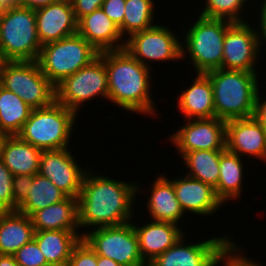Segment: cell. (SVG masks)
<instances>
[{
	"instance_id": "obj_1",
	"label": "cell",
	"mask_w": 266,
	"mask_h": 266,
	"mask_svg": "<svg viewBox=\"0 0 266 266\" xmlns=\"http://www.w3.org/2000/svg\"><path fill=\"white\" fill-rule=\"evenodd\" d=\"M89 167L78 196V225L82 236L88 230L131 222L138 215L136 179L134 182L118 180Z\"/></svg>"
},
{
	"instance_id": "obj_2",
	"label": "cell",
	"mask_w": 266,
	"mask_h": 266,
	"mask_svg": "<svg viewBox=\"0 0 266 266\" xmlns=\"http://www.w3.org/2000/svg\"><path fill=\"white\" fill-rule=\"evenodd\" d=\"M103 62L107 72L110 104L122 108L127 114L136 113L147 118L151 116L150 119L159 117V106L152 95V86L155 85L153 79L156 80L153 69L141 64L125 48L103 51Z\"/></svg>"
},
{
	"instance_id": "obj_3",
	"label": "cell",
	"mask_w": 266,
	"mask_h": 266,
	"mask_svg": "<svg viewBox=\"0 0 266 266\" xmlns=\"http://www.w3.org/2000/svg\"><path fill=\"white\" fill-rule=\"evenodd\" d=\"M260 73L221 68L205 73L212 83L215 117L229 121L254 116L259 84L265 82Z\"/></svg>"
},
{
	"instance_id": "obj_4",
	"label": "cell",
	"mask_w": 266,
	"mask_h": 266,
	"mask_svg": "<svg viewBox=\"0 0 266 266\" xmlns=\"http://www.w3.org/2000/svg\"><path fill=\"white\" fill-rule=\"evenodd\" d=\"M193 16L195 18L191 19V25L187 28L184 26L181 32H184L181 36L182 62H190L192 67L189 69L193 73L205 74L211 70L222 69L225 33L234 22L199 14Z\"/></svg>"
},
{
	"instance_id": "obj_5",
	"label": "cell",
	"mask_w": 266,
	"mask_h": 266,
	"mask_svg": "<svg viewBox=\"0 0 266 266\" xmlns=\"http://www.w3.org/2000/svg\"><path fill=\"white\" fill-rule=\"evenodd\" d=\"M77 118L73 110L55 100L47 107L32 109L18 136L41 151L70 148Z\"/></svg>"
},
{
	"instance_id": "obj_6",
	"label": "cell",
	"mask_w": 266,
	"mask_h": 266,
	"mask_svg": "<svg viewBox=\"0 0 266 266\" xmlns=\"http://www.w3.org/2000/svg\"><path fill=\"white\" fill-rule=\"evenodd\" d=\"M41 47L35 9L18 6L0 14V56L3 61H37Z\"/></svg>"
},
{
	"instance_id": "obj_7",
	"label": "cell",
	"mask_w": 266,
	"mask_h": 266,
	"mask_svg": "<svg viewBox=\"0 0 266 266\" xmlns=\"http://www.w3.org/2000/svg\"><path fill=\"white\" fill-rule=\"evenodd\" d=\"M99 53L77 33L42 45L37 62L42 73L56 87L65 78L90 64Z\"/></svg>"
},
{
	"instance_id": "obj_8",
	"label": "cell",
	"mask_w": 266,
	"mask_h": 266,
	"mask_svg": "<svg viewBox=\"0 0 266 266\" xmlns=\"http://www.w3.org/2000/svg\"><path fill=\"white\" fill-rule=\"evenodd\" d=\"M0 85L17 94L32 109L47 107L56 100L55 86L37 61H3Z\"/></svg>"
},
{
	"instance_id": "obj_9",
	"label": "cell",
	"mask_w": 266,
	"mask_h": 266,
	"mask_svg": "<svg viewBox=\"0 0 266 266\" xmlns=\"http://www.w3.org/2000/svg\"><path fill=\"white\" fill-rule=\"evenodd\" d=\"M55 90L56 101L73 110L78 116H81L83 105L92 103L94 98L98 101H108V80L103 52L90 64L65 78Z\"/></svg>"
},
{
	"instance_id": "obj_10",
	"label": "cell",
	"mask_w": 266,
	"mask_h": 266,
	"mask_svg": "<svg viewBox=\"0 0 266 266\" xmlns=\"http://www.w3.org/2000/svg\"><path fill=\"white\" fill-rule=\"evenodd\" d=\"M162 23L161 25L159 22L152 28L136 32L126 39L125 49L150 69H155L152 67L153 63L154 66L155 63L169 64L172 61L181 63L182 60L181 32L177 33L172 26L168 27L164 24L165 22Z\"/></svg>"
},
{
	"instance_id": "obj_11",
	"label": "cell",
	"mask_w": 266,
	"mask_h": 266,
	"mask_svg": "<svg viewBox=\"0 0 266 266\" xmlns=\"http://www.w3.org/2000/svg\"><path fill=\"white\" fill-rule=\"evenodd\" d=\"M262 49L266 51L255 22H234L225 33L222 69L261 72Z\"/></svg>"
},
{
	"instance_id": "obj_12",
	"label": "cell",
	"mask_w": 266,
	"mask_h": 266,
	"mask_svg": "<svg viewBox=\"0 0 266 266\" xmlns=\"http://www.w3.org/2000/svg\"><path fill=\"white\" fill-rule=\"evenodd\" d=\"M188 234L189 231L185 232L173 246L158 255L148 266H215L218 256L232 241L237 240L232 234L223 232L218 233L222 235L214 234L205 239L202 237L203 241L197 237V241L193 239L188 242Z\"/></svg>"
},
{
	"instance_id": "obj_13",
	"label": "cell",
	"mask_w": 266,
	"mask_h": 266,
	"mask_svg": "<svg viewBox=\"0 0 266 266\" xmlns=\"http://www.w3.org/2000/svg\"><path fill=\"white\" fill-rule=\"evenodd\" d=\"M95 253L122 266H148L140 256L132 222L88 230L82 237Z\"/></svg>"
},
{
	"instance_id": "obj_14",
	"label": "cell",
	"mask_w": 266,
	"mask_h": 266,
	"mask_svg": "<svg viewBox=\"0 0 266 266\" xmlns=\"http://www.w3.org/2000/svg\"><path fill=\"white\" fill-rule=\"evenodd\" d=\"M182 124L166 137L175 147L176 157L179 155L181 158L185 153L195 150L226 149V121L214 117L184 120Z\"/></svg>"
},
{
	"instance_id": "obj_15",
	"label": "cell",
	"mask_w": 266,
	"mask_h": 266,
	"mask_svg": "<svg viewBox=\"0 0 266 266\" xmlns=\"http://www.w3.org/2000/svg\"><path fill=\"white\" fill-rule=\"evenodd\" d=\"M72 151L71 148L42 151L38 173L48 178L68 197L78 198L89 167L88 161L87 166H82Z\"/></svg>"
},
{
	"instance_id": "obj_16",
	"label": "cell",
	"mask_w": 266,
	"mask_h": 266,
	"mask_svg": "<svg viewBox=\"0 0 266 266\" xmlns=\"http://www.w3.org/2000/svg\"><path fill=\"white\" fill-rule=\"evenodd\" d=\"M163 174L173 183L180 207L188 217L189 214L192 217L198 216V219H201L199 217L214 216L225 206L216 196L212 186L183 173L174 179L167 176L165 172Z\"/></svg>"
},
{
	"instance_id": "obj_17",
	"label": "cell",
	"mask_w": 266,
	"mask_h": 266,
	"mask_svg": "<svg viewBox=\"0 0 266 266\" xmlns=\"http://www.w3.org/2000/svg\"><path fill=\"white\" fill-rule=\"evenodd\" d=\"M225 148L243 159L265 164L266 131L254 116L226 121Z\"/></svg>"
},
{
	"instance_id": "obj_18",
	"label": "cell",
	"mask_w": 266,
	"mask_h": 266,
	"mask_svg": "<svg viewBox=\"0 0 266 266\" xmlns=\"http://www.w3.org/2000/svg\"><path fill=\"white\" fill-rule=\"evenodd\" d=\"M145 186L140 187L137 182V196H140L144 190L148 191H144L142 194L146 193L145 195L147 196L144 195L147 200L143 203L146 202L144 207L146 208L147 216L149 215V220L171 222L179 226L185 222L183 218L187 215L184 214L180 207L173 183L163 173H158L155 179L151 181V184Z\"/></svg>"
},
{
	"instance_id": "obj_19",
	"label": "cell",
	"mask_w": 266,
	"mask_h": 266,
	"mask_svg": "<svg viewBox=\"0 0 266 266\" xmlns=\"http://www.w3.org/2000/svg\"><path fill=\"white\" fill-rule=\"evenodd\" d=\"M35 15L41 45L77 34L78 21L70 0H58L37 8Z\"/></svg>"
},
{
	"instance_id": "obj_20",
	"label": "cell",
	"mask_w": 266,
	"mask_h": 266,
	"mask_svg": "<svg viewBox=\"0 0 266 266\" xmlns=\"http://www.w3.org/2000/svg\"><path fill=\"white\" fill-rule=\"evenodd\" d=\"M145 220L140 225L135 216L131 222L138 237L140 256L148 265L173 246L187 230H184L183 224L179 226L171 222L153 221L147 219V216Z\"/></svg>"
},
{
	"instance_id": "obj_21",
	"label": "cell",
	"mask_w": 266,
	"mask_h": 266,
	"mask_svg": "<svg viewBox=\"0 0 266 266\" xmlns=\"http://www.w3.org/2000/svg\"><path fill=\"white\" fill-rule=\"evenodd\" d=\"M189 78L192 79L190 84H183L186 87H181V91L176 93L178 97L174 98L177 112L183 115V120L214 118V96L209 77L204 73H196Z\"/></svg>"
},
{
	"instance_id": "obj_22",
	"label": "cell",
	"mask_w": 266,
	"mask_h": 266,
	"mask_svg": "<svg viewBox=\"0 0 266 266\" xmlns=\"http://www.w3.org/2000/svg\"><path fill=\"white\" fill-rule=\"evenodd\" d=\"M98 52L120 50L125 48L119 26L99 8L78 21V31Z\"/></svg>"
},
{
	"instance_id": "obj_23",
	"label": "cell",
	"mask_w": 266,
	"mask_h": 266,
	"mask_svg": "<svg viewBox=\"0 0 266 266\" xmlns=\"http://www.w3.org/2000/svg\"><path fill=\"white\" fill-rule=\"evenodd\" d=\"M244 159L239 155L225 149L220 155V175L215 188L216 196L226 206L231 202H240L243 195L247 174ZM242 195V196H241Z\"/></svg>"
},
{
	"instance_id": "obj_24",
	"label": "cell",
	"mask_w": 266,
	"mask_h": 266,
	"mask_svg": "<svg viewBox=\"0 0 266 266\" xmlns=\"http://www.w3.org/2000/svg\"><path fill=\"white\" fill-rule=\"evenodd\" d=\"M41 152L18 135L5 136L0 146V159L13 175H34L39 171Z\"/></svg>"
},
{
	"instance_id": "obj_25",
	"label": "cell",
	"mask_w": 266,
	"mask_h": 266,
	"mask_svg": "<svg viewBox=\"0 0 266 266\" xmlns=\"http://www.w3.org/2000/svg\"><path fill=\"white\" fill-rule=\"evenodd\" d=\"M35 231L65 230L81 232L78 225V198L66 197L31 216Z\"/></svg>"
},
{
	"instance_id": "obj_26",
	"label": "cell",
	"mask_w": 266,
	"mask_h": 266,
	"mask_svg": "<svg viewBox=\"0 0 266 266\" xmlns=\"http://www.w3.org/2000/svg\"><path fill=\"white\" fill-rule=\"evenodd\" d=\"M31 217L19 211H0V254L13 255L34 239Z\"/></svg>"
},
{
	"instance_id": "obj_27",
	"label": "cell",
	"mask_w": 266,
	"mask_h": 266,
	"mask_svg": "<svg viewBox=\"0 0 266 266\" xmlns=\"http://www.w3.org/2000/svg\"><path fill=\"white\" fill-rule=\"evenodd\" d=\"M82 237L81 232L65 230L35 231L34 234L47 263L54 266H67L74 246Z\"/></svg>"
},
{
	"instance_id": "obj_28",
	"label": "cell",
	"mask_w": 266,
	"mask_h": 266,
	"mask_svg": "<svg viewBox=\"0 0 266 266\" xmlns=\"http://www.w3.org/2000/svg\"><path fill=\"white\" fill-rule=\"evenodd\" d=\"M224 150H195L185 153L181 160L185 166L184 174L198 179L214 189L218 185L220 175V155ZM188 169V170H187Z\"/></svg>"
},
{
	"instance_id": "obj_29",
	"label": "cell",
	"mask_w": 266,
	"mask_h": 266,
	"mask_svg": "<svg viewBox=\"0 0 266 266\" xmlns=\"http://www.w3.org/2000/svg\"><path fill=\"white\" fill-rule=\"evenodd\" d=\"M32 108L17 94L0 85V133L4 136L18 135L28 120Z\"/></svg>"
},
{
	"instance_id": "obj_30",
	"label": "cell",
	"mask_w": 266,
	"mask_h": 266,
	"mask_svg": "<svg viewBox=\"0 0 266 266\" xmlns=\"http://www.w3.org/2000/svg\"><path fill=\"white\" fill-rule=\"evenodd\" d=\"M159 3V0L125 1L123 24L119 27V30L125 40L132 34L152 28L159 23L158 17H156L158 14L156 11L158 9L157 5Z\"/></svg>"
},
{
	"instance_id": "obj_31",
	"label": "cell",
	"mask_w": 266,
	"mask_h": 266,
	"mask_svg": "<svg viewBox=\"0 0 266 266\" xmlns=\"http://www.w3.org/2000/svg\"><path fill=\"white\" fill-rule=\"evenodd\" d=\"M67 197L48 178L37 173L30 187L27 198L18 206L17 211L31 216L34 212L60 202Z\"/></svg>"
},
{
	"instance_id": "obj_32",
	"label": "cell",
	"mask_w": 266,
	"mask_h": 266,
	"mask_svg": "<svg viewBox=\"0 0 266 266\" xmlns=\"http://www.w3.org/2000/svg\"><path fill=\"white\" fill-rule=\"evenodd\" d=\"M204 1L202 0L203 4L199 6L201 7L200 10H196L197 14L200 12L199 15L203 17L225 19L231 22H247L248 20L249 21L252 20L251 18L249 19V17L246 14L250 12L248 9L249 6L251 7V5L254 4L253 5L254 7L256 5L254 2H250L249 0H204ZM246 11L248 12L246 13ZM243 12H245L244 16Z\"/></svg>"
},
{
	"instance_id": "obj_33",
	"label": "cell",
	"mask_w": 266,
	"mask_h": 266,
	"mask_svg": "<svg viewBox=\"0 0 266 266\" xmlns=\"http://www.w3.org/2000/svg\"><path fill=\"white\" fill-rule=\"evenodd\" d=\"M245 244H238L237 241H232L224 251L218 256L215 266H265L261 264L259 259L250 257L247 252H243ZM249 256V257H247Z\"/></svg>"
},
{
	"instance_id": "obj_34",
	"label": "cell",
	"mask_w": 266,
	"mask_h": 266,
	"mask_svg": "<svg viewBox=\"0 0 266 266\" xmlns=\"http://www.w3.org/2000/svg\"><path fill=\"white\" fill-rule=\"evenodd\" d=\"M13 256L19 266H49L34 239L20 247Z\"/></svg>"
},
{
	"instance_id": "obj_35",
	"label": "cell",
	"mask_w": 266,
	"mask_h": 266,
	"mask_svg": "<svg viewBox=\"0 0 266 266\" xmlns=\"http://www.w3.org/2000/svg\"><path fill=\"white\" fill-rule=\"evenodd\" d=\"M13 176L0 159V211H13Z\"/></svg>"
},
{
	"instance_id": "obj_36",
	"label": "cell",
	"mask_w": 266,
	"mask_h": 266,
	"mask_svg": "<svg viewBox=\"0 0 266 266\" xmlns=\"http://www.w3.org/2000/svg\"><path fill=\"white\" fill-rule=\"evenodd\" d=\"M67 266H97V254L82 238L74 246Z\"/></svg>"
},
{
	"instance_id": "obj_37",
	"label": "cell",
	"mask_w": 266,
	"mask_h": 266,
	"mask_svg": "<svg viewBox=\"0 0 266 266\" xmlns=\"http://www.w3.org/2000/svg\"><path fill=\"white\" fill-rule=\"evenodd\" d=\"M34 175L13 176V211L27 198Z\"/></svg>"
},
{
	"instance_id": "obj_38",
	"label": "cell",
	"mask_w": 266,
	"mask_h": 266,
	"mask_svg": "<svg viewBox=\"0 0 266 266\" xmlns=\"http://www.w3.org/2000/svg\"><path fill=\"white\" fill-rule=\"evenodd\" d=\"M126 0H104L101 5L104 13L119 27L123 24Z\"/></svg>"
},
{
	"instance_id": "obj_39",
	"label": "cell",
	"mask_w": 266,
	"mask_h": 266,
	"mask_svg": "<svg viewBox=\"0 0 266 266\" xmlns=\"http://www.w3.org/2000/svg\"><path fill=\"white\" fill-rule=\"evenodd\" d=\"M77 21L101 8L104 0H70Z\"/></svg>"
},
{
	"instance_id": "obj_40",
	"label": "cell",
	"mask_w": 266,
	"mask_h": 266,
	"mask_svg": "<svg viewBox=\"0 0 266 266\" xmlns=\"http://www.w3.org/2000/svg\"><path fill=\"white\" fill-rule=\"evenodd\" d=\"M257 2H259V6H257L258 5ZM256 4H257L255 6L256 8L252 7L254 9L252 11L253 12L256 11L254 12V15H256V18L254 17L253 22H255V25H257L256 27H258L257 31L259 32V35L261 37L263 44L266 45V0L256 1Z\"/></svg>"
},
{
	"instance_id": "obj_41",
	"label": "cell",
	"mask_w": 266,
	"mask_h": 266,
	"mask_svg": "<svg viewBox=\"0 0 266 266\" xmlns=\"http://www.w3.org/2000/svg\"><path fill=\"white\" fill-rule=\"evenodd\" d=\"M264 88L266 89V86L264 87L263 82V84H260L259 90L257 92L254 117L259 121L266 131V94L265 90H263Z\"/></svg>"
},
{
	"instance_id": "obj_42",
	"label": "cell",
	"mask_w": 266,
	"mask_h": 266,
	"mask_svg": "<svg viewBox=\"0 0 266 266\" xmlns=\"http://www.w3.org/2000/svg\"><path fill=\"white\" fill-rule=\"evenodd\" d=\"M58 0H18L19 6L27 7L29 9H37L43 6L50 5Z\"/></svg>"
},
{
	"instance_id": "obj_43",
	"label": "cell",
	"mask_w": 266,
	"mask_h": 266,
	"mask_svg": "<svg viewBox=\"0 0 266 266\" xmlns=\"http://www.w3.org/2000/svg\"><path fill=\"white\" fill-rule=\"evenodd\" d=\"M0 266H19L13 255L0 254Z\"/></svg>"
},
{
	"instance_id": "obj_44",
	"label": "cell",
	"mask_w": 266,
	"mask_h": 266,
	"mask_svg": "<svg viewBox=\"0 0 266 266\" xmlns=\"http://www.w3.org/2000/svg\"><path fill=\"white\" fill-rule=\"evenodd\" d=\"M97 266H122L114 260L97 255Z\"/></svg>"
},
{
	"instance_id": "obj_45",
	"label": "cell",
	"mask_w": 266,
	"mask_h": 266,
	"mask_svg": "<svg viewBox=\"0 0 266 266\" xmlns=\"http://www.w3.org/2000/svg\"><path fill=\"white\" fill-rule=\"evenodd\" d=\"M18 6V0H0V14L7 8H14Z\"/></svg>"
},
{
	"instance_id": "obj_46",
	"label": "cell",
	"mask_w": 266,
	"mask_h": 266,
	"mask_svg": "<svg viewBox=\"0 0 266 266\" xmlns=\"http://www.w3.org/2000/svg\"><path fill=\"white\" fill-rule=\"evenodd\" d=\"M5 136L3 134L0 133V146H1V143H2V140Z\"/></svg>"
},
{
	"instance_id": "obj_47",
	"label": "cell",
	"mask_w": 266,
	"mask_h": 266,
	"mask_svg": "<svg viewBox=\"0 0 266 266\" xmlns=\"http://www.w3.org/2000/svg\"><path fill=\"white\" fill-rule=\"evenodd\" d=\"M2 62H3V60L1 59V56H0V67H1Z\"/></svg>"
}]
</instances>
